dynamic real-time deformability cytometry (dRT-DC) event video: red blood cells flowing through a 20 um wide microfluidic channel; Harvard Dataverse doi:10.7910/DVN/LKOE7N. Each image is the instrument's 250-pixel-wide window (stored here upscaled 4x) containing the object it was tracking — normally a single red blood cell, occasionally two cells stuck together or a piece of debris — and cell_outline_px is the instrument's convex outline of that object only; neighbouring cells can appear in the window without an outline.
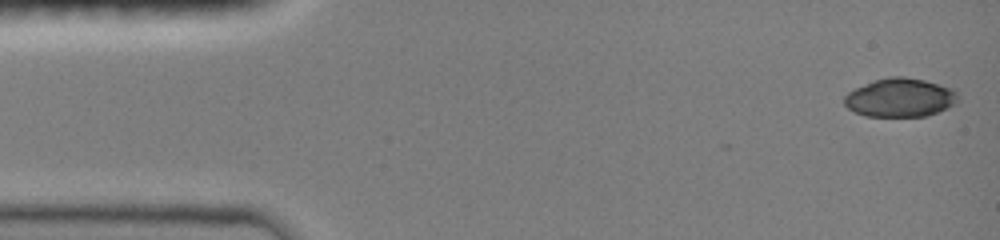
{"species": "common noctule bat (a hibernating species)", "species_latin": "Nyctalus noctula", "temperature_condition": "room temperature", "stored_images_in_passage": 3, "camera_frame_rate_fps": 3000, "um_per_image_px": 0.085, "animal": {"sex": "female", "body_mass_g": 19.0, "forearm_length_mm": 51.5}, "frame": {"image": 1, "passage_image": 1, "time_ms": 0.0, "image_size_px": [1000, 240], "cell_outline_px": [[960, 100], [956, 104], [928, 116], [864, 116], [848, 108], [844, 104], [844, 96], [848, 92], [856, 88], [876, 80], [888, 76], [904, 76], [924, 80], [956, 88]], "centroid_in_image_um": [76.57, 8.29], "position_along_channel_um": 8.4, "area_um2": 25.84}}